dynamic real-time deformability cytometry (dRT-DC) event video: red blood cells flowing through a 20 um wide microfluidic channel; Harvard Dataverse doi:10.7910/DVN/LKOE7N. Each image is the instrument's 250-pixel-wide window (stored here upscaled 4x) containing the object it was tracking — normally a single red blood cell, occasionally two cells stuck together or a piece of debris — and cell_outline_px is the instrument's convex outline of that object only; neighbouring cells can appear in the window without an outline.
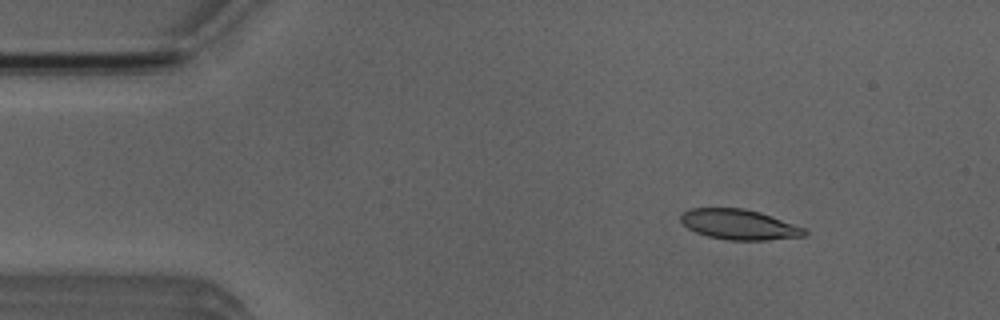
{"species": "Egyptian fruit bat (a non-hibernating species)", "species_latin": "Rousettus aegyptiacus", "temperature_condition": "room temperature", "stored_images_in_passage": 4, "camera_frame_rate_fps": 3000, "um_per_image_px": 0.085, "animal": {"sex": "male"}, "frame": {"image": 1, "passage_image": 2, "time_ms": 1.333, "image_size_px": [1000, 320], "cell_outline_px": [[808, 232], [804, 236], [764, 240], [728, 240], [708, 236], [696, 232], [688, 228], [680, 220], [680, 216], [684, 212], [692, 208], [744, 208], [760, 212], [804, 228]], "centroid_in_image_um": [62.81, 19.08], "position_along_channel_um": 22.2, "area_um2": 21.56}}